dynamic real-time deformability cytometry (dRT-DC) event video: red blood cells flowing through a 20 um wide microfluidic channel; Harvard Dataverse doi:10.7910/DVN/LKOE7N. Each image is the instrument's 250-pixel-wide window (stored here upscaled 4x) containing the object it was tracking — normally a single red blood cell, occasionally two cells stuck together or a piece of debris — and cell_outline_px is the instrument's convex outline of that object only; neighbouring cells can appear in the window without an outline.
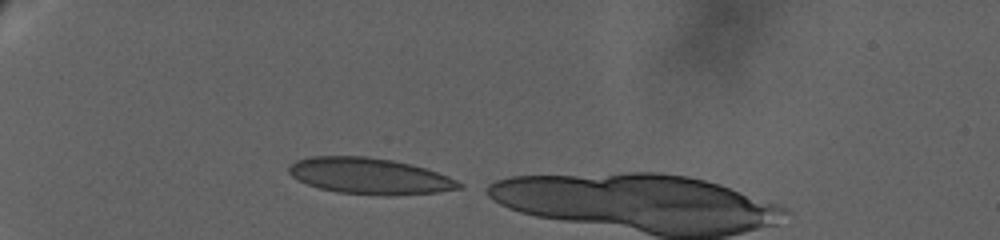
{"species": "human", "species_latin": "Homo sapiens", "temperature_condition": "warm", "stored_images_in_passage": 49, "camera_frame_rate_fps": 3000, "um_per_image_px": 0.085, "donor": {"sex": "female"}, "frame": {"image": 1, "passage_image": 1, "time_ms": 0.0, "image_size_px": [1000, 240], "cell_outline_px": [[464, 188], [436, 192], [336, 192], [320, 188], [308, 184], [292, 176], [288, 172], [288, 168], [296, 160], [312, 156], [368, 156], [392, 160], [412, 164], [448, 176], [464, 184]], "centroid_in_image_um": [31.38, 14.9], "position_along_channel_um": 53.6, "area_um2": 34.39}}
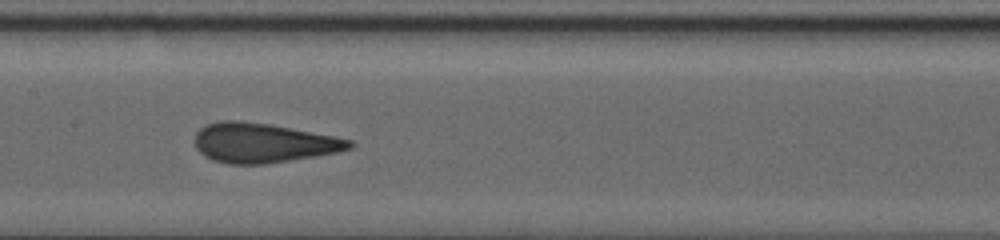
{"frame": {"image": 2, "passage_image": 19, "time_ms": 6.0, "image_size_px": [1000, 240], "cell_outline_px": [[356, 144], [352, 148], [336, 152], [316, 156], [264, 164], [228, 164], [212, 160], [204, 156], [196, 148], [196, 132], [200, 128], [208, 124], [224, 120], [236, 120], [268, 124], [336, 136], [352, 140]], "centroid_in_image_um": [22.38, 12.15], "position_along_channel_um": 185.0, "area_um2": 35.55}}
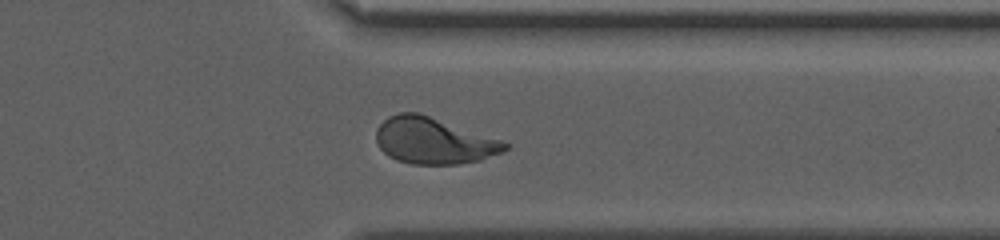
{"frame": {"image": 3, "passage_image": 39, "time_ms": 12.667, "image_size_px": [1000, 240], "cell_outline_px": [[508, 148], [500, 152], [480, 160], [456, 164], [412, 164], [396, 160], [388, 156], [380, 148], [376, 140], [376, 128], [388, 116], [400, 112], [416, 112], [500, 140], [508, 144]], "centroid_in_image_um": [36.79, 11.97], "position_along_channel_um": 374.6, "area_um2": 34.16}}